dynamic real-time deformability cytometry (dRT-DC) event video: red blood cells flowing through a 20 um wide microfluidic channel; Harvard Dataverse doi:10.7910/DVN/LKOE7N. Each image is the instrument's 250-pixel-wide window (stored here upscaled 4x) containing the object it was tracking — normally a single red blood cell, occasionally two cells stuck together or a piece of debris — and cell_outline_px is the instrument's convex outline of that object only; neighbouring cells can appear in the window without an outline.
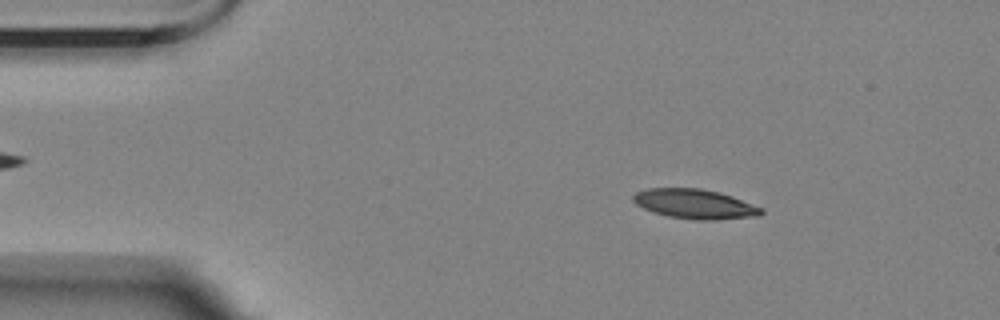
{"species": "Egyptian fruit bat (a non-hibernating species)", "species_latin": "Rousettus aegyptiacus", "temperature_condition": "room temperature", "stored_images_in_passage": 3, "camera_frame_rate_fps": 3000, "um_per_image_px": 0.085, "animal": {"sex": "female"}, "frame": {"image": 1, "passage_image": 2, "time_ms": 1.0, "image_size_px": [1000, 320], "cell_outline_px": [[764, 212], [760, 216], [716, 220], [700, 220], [668, 216], [644, 208], [636, 204], [632, 200], [632, 196], [636, 192], [648, 188], [700, 188], [720, 192], [732, 196], [764, 208]], "centroid_in_image_um": [59.11, 17.33], "position_along_channel_um": 25.9, "area_um2": 22.14}}